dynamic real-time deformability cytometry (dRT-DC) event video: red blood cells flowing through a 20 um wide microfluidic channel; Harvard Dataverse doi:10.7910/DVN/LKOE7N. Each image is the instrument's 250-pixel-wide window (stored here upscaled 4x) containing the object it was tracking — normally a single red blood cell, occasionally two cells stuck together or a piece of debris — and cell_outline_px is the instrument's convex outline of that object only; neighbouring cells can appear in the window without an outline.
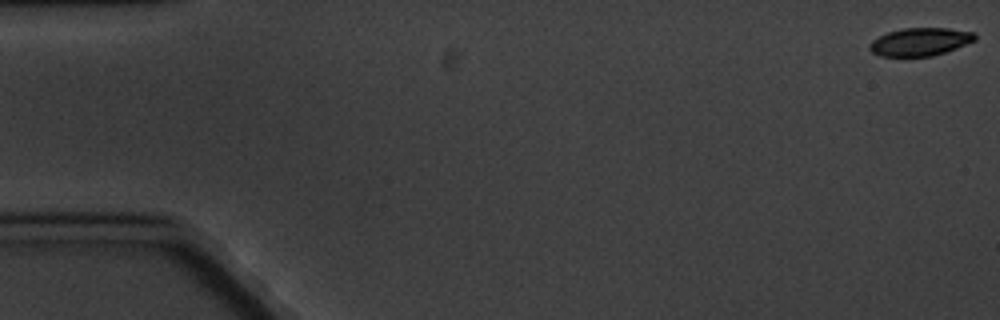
{"species": "common noctule bat (a hibernating species)", "species_latin": "Nyctalus noctula", "temperature_condition": "cold", "stored_images_in_passage": 6, "camera_frame_rate_fps": 3000, "um_per_image_px": 0.085, "animal": {"sex": "male", "body_mass_g": 20.1, "forearm_length_mm": 53.5}, "frame": {"image": 1, "passage_image": 1, "time_ms": 0.0, "image_size_px": [1000, 320], "cell_outline_px": [[976, 40], [956, 48], [932, 56], [880, 56], [872, 52], [868, 48], [868, 44], [872, 40], [888, 32], [904, 28], [948, 28], [976, 32]], "centroid_in_image_um": [78.21, 3.55], "position_along_channel_um": 6.8, "area_um2": 17.17}}
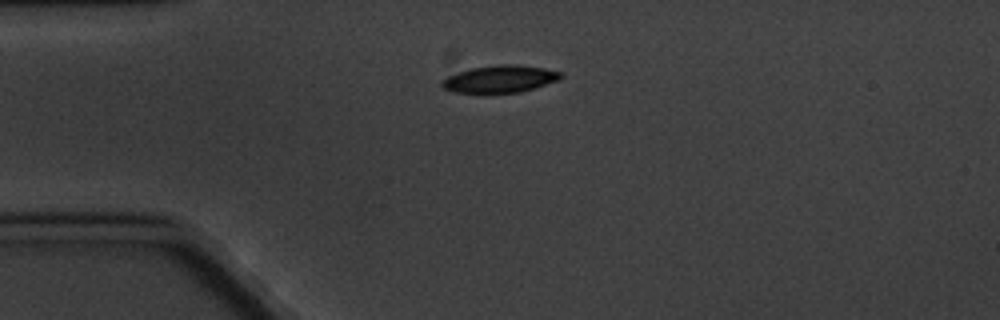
{"frame": {"image": 2, "passage_image": 5, "time_ms": 4.667, "image_size_px": [1000, 320], "cell_outline_px": [[564, 76], [556, 80], [520, 92], [488, 96], [484, 96], [456, 92], [444, 88], [440, 84], [440, 80], [448, 76], [472, 68], [496, 64], [516, 64], [544, 68], [560, 72]], "centroid_in_image_um": [42.42, 6.75], "position_along_channel_um": 42.6, "area_um2": 19.42}}